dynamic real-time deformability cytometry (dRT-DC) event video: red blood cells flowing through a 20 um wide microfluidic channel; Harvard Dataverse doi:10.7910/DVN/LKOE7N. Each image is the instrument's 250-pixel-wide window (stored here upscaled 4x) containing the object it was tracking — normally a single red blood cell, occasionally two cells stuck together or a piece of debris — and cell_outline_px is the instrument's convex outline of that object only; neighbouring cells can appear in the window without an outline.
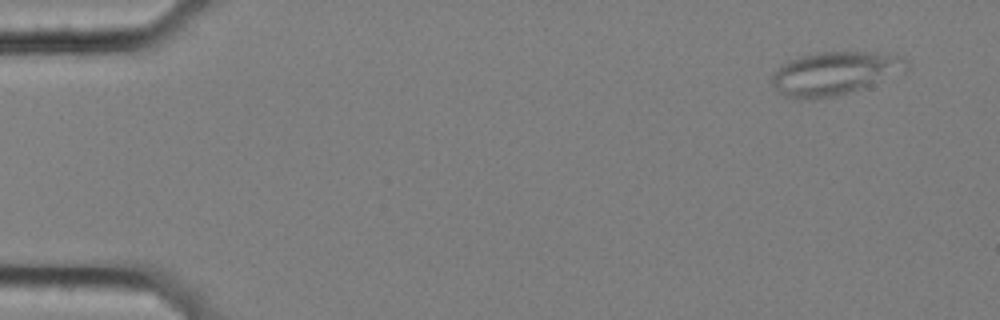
{"species": "common noctule bat (a hibernating species)", "species_latin": "Nyctalus noctula", "temperature_condition": "cold", "stored_images_in_passage": 58, "segment_of_instrument_passage": [1, 2], "camera_frame_rate_fps": 3000, "um_per_image_px": 0.085, "animal": {"sex": "female", "body_mass_g": 25.1}, "frame": {"image": 1, "passage_image": 4, "time_ms": 1.0, "image_size_px": [1000, 320], "cell_outline_px": [[908, 68], [904, 72], [860, 88], [836, 96], [812, 100], [808, 100], [784, 96], [772, 84], [772, 72], [788, 60], [800, 56], [816, 52], [896, 52], [904, 56], [908, 60]], "centroid_in_image_um": [70.98, 6.2], "position_along_channel_um": 14.0, "area_um2": 34.33}}